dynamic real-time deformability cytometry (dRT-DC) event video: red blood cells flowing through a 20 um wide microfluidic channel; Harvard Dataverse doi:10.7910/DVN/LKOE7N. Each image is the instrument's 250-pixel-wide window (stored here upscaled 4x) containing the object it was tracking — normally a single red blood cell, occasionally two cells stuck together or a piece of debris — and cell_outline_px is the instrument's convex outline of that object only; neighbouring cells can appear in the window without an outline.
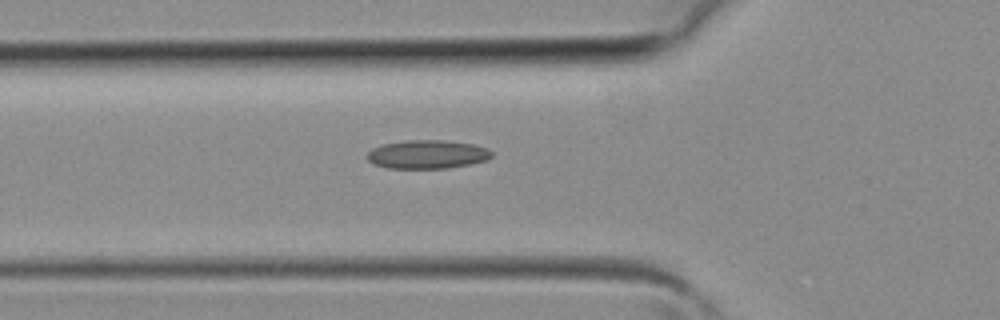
{"species": "common noctule bat (a hibernating species)", "species_latin": "Nyctalus noctula", "temperature_condition": "room temperature", "stored_images_in_passage": 30, "camera_frame_rate_fps": 3000, "um_per_image_px": 0.085, "animal": {"sex": "female", "body_mass_g": 19.3, "forearm_length_mm": 54.1}, "frame": {"image": 1, "passage_image": 8, "time_ms": 2.333, "image_size_px": [1000, 320], "cell_outline_px": [[492, 156], [488, 160], [448, 168], [388, 168], [372, 164], [364, 156], [372, 148], [384, 144], [408, 140], [444, 140], [472, 144], [488, 148], [492, 152]], "centroid_in_image_um": [36.3, 13.12], "position_along_channel_um": 89.5, "area_um2": 20.81}}
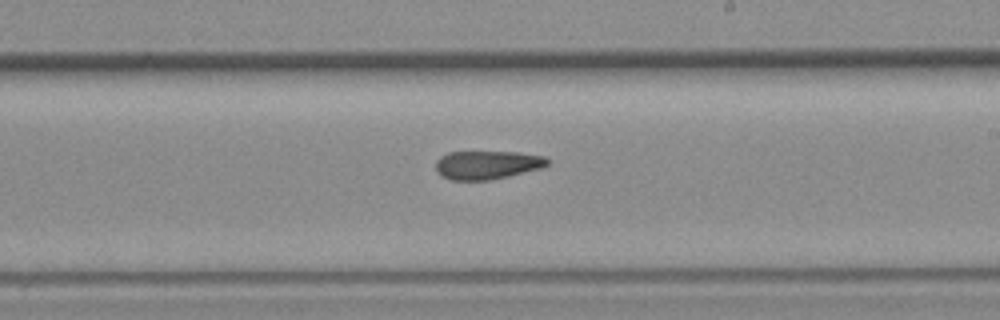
{"frame": {"image": 2, "passage_image": 17, "time_ms": 5.333, "image_size_px": [1000, 320], "cell_outline_px": [[548, 164], [540, 168], [508, 176], [488, 180], [452, 180], [440, 176], [436, 172], [436, 160], [440, 156], [448, 152], [516, 152], [544, 156], [548, 160]], "centroid_in_image_um": [41.35, 14.01], "position_along_channel_um": 247.7, "area_um2": 18.5}}
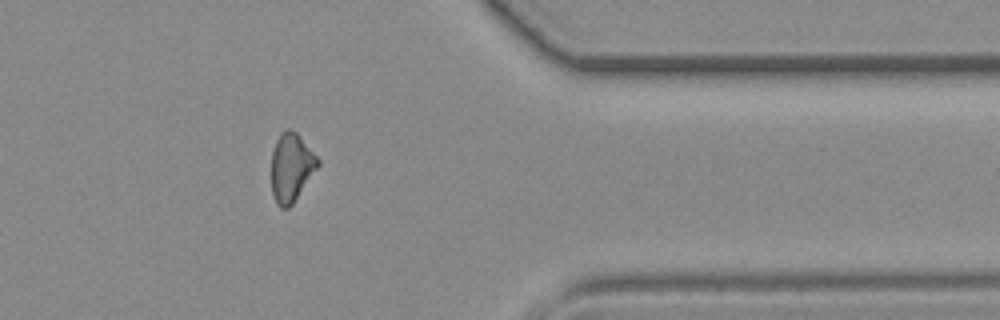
{"frame": {"image": 3, "passage_image": 26, "time_ms": 8.333, "image_size_px": [1000, 320], "cell_outline_px": [[320, 164], [292, 204], [288, 208], [280, 208], [276, 204], [272, 196], [272, 152], [276, 140], [280, 132], [284, 128], [288, 128], [296, 132], [300, 136], [320, 160]], "centroid_in_image_um": [24.75, 14.21], "position_along_channel_um": 386.7, "area_um2": 18.55}}